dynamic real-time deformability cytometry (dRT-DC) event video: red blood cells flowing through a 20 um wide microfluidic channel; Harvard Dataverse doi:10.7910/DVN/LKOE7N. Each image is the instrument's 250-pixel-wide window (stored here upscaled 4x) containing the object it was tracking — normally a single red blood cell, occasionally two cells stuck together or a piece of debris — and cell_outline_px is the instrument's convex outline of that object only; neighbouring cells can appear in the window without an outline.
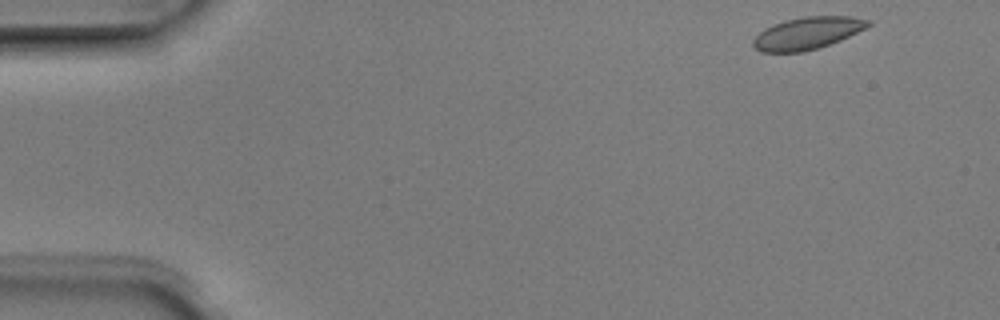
{"species": "Egyptian fruit bat (a non-hibernating species)", "species_latin": "Rousettus aegyptiacus", "temperature_condition": "room temperature", "stored_images_in_passage": 5, "segment_of_instrument_passage": [2, 2], "camera_frame_rate_fps": 3000, "um_per_image_px": 0.085, "animal": {"sex": "male"}, "frame": {"image": 1, "passage_image": 5, "time_ms": 1.333, "image_size_px": [1000, 320], "cell_outline_px": [[872, 24], [840, 40], [816, 48], [800, 52], [760, 52], [752, 44], [752, 40], [764, 28], [772, 24], [784, 20], [804, 16], [852, 16], [872, 20]], "centroid_in_image_um": [68.6, 2.8], "position_along_channel_um": 16.4, "area_um2": 21.5}}